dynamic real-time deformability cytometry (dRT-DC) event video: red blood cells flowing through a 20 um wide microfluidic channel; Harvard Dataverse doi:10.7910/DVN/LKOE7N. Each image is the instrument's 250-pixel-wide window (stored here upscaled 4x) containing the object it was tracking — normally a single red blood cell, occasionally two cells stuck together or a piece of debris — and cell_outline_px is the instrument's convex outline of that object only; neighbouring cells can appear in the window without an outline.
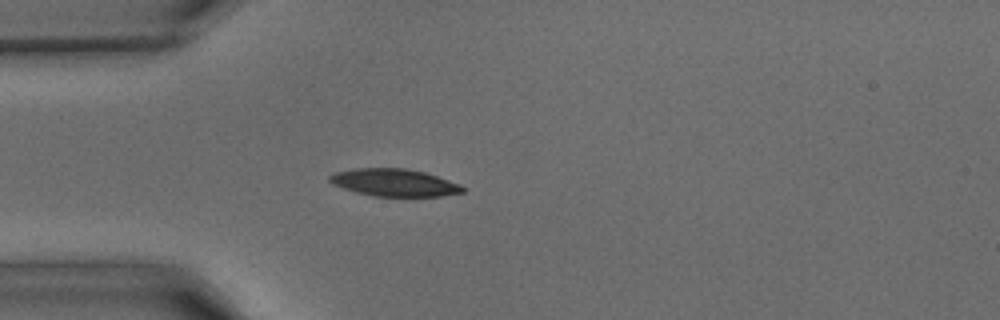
{"species": "common noctule bat (a hibernating species)", "species_latin": "Nyctalus noctula", "temperature_condition": "warm", "stored_images_in_passage": 31, "camera_frame_rate_fps": 3000, "um_per_image_px": 0.085, "animal": {"sex": "male", "body_mass_g": 15.6}, "frame": {"image": 1, "passage_image": 1, "time_ms": 0.0, "image_size_px": [1000, 320], "cell_outline_px": [[464, 192], [440, 196], [372, 196], [356, 192], [332, 184], [328, 180], [328, 176], [336, 172], [352, 168], [404, 168], [424, 172], [460, 184], [464, 188]], "centroid_in_image_um": [33.48, 15.52], "position_along_channel_um": 51.5, "area_um2": 21.15}}
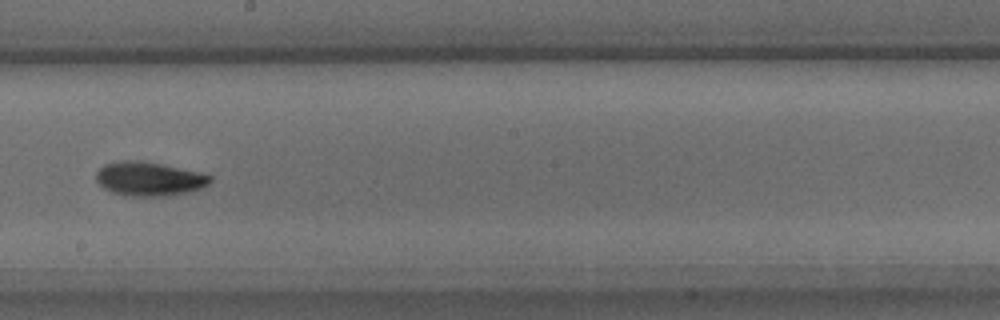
{"frame": {"image": 2, "passage_image": 13, "time_ms": 4.0, "image_size_px": [1000, 320], "cell_outline_px": [[212, 180], [208, 184], [200, 188], [188, 192], [168, 196], [124, 196], [112, 192], [104, 188], [96, 180], [96, 172], [104, 164], [120, 160], [140, 160], [200, 172], [212, 176]], "centroid_in_image_um": [12.66, 15.2], "position_along_channel_um": 235.5, "area_um2": 22.66}}
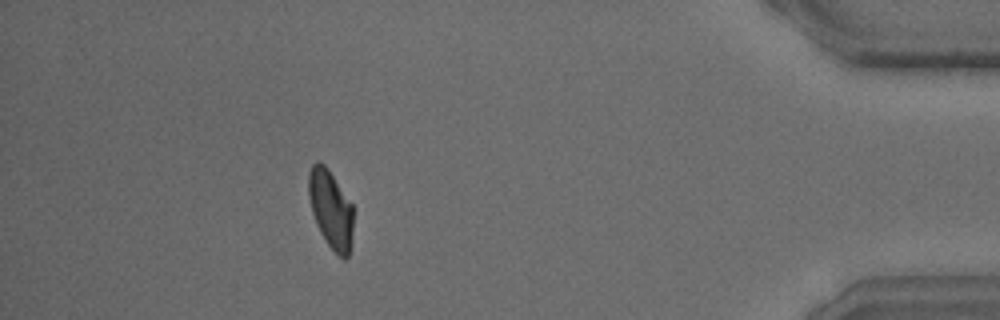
{"frame": {"image": 3, "passage_image": 27, "time_ms": 8.667, "image_size_px": [1000, 320], "cell_outline_px": [[352, 244], [348, 256], [344, 260], [328, 244], [320, 232], [316, 224], [312, 212], [308, 196], [308, 172], [312, 164], [316, 160], [324, 164], [328, 168], [352, 204]], "centroid_in_image_um": [28.1, 17.75], "position_along_channel_um": 407.1, "area_um2": 20.4}}